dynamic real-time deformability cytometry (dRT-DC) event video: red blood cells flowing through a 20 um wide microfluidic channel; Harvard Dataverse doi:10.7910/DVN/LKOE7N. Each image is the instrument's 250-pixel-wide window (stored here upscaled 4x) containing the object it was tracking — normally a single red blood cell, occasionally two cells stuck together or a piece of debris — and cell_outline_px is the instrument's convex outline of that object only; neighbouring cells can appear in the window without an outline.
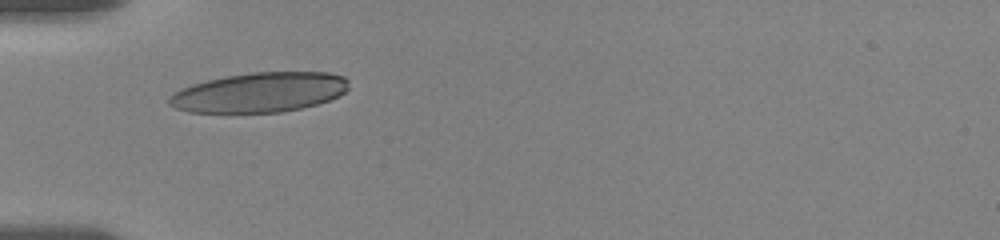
{"species": "human", "species_latin": "Homo sapiens", "temperature_condition": "room temperature", "stored_images_in_passage": 2, "camera_frame_rate_fps": 3000, "um_per_image_px": 0.085, "donor": {"sex": "female"}, "frame": {"image": 1, "passage_image": 1, "time_ms": 0.0, "image_size_px": [1000, 240], "cell_outline_px": [[348, 88], [340, 96], [316, 104], [300, 108], [280, 112], [188, 112], [176, 108], [168, 104], [168, 96], [180, 88], [192, 84], [224, 76], [252, 72], [328, 72], [344, 76], [348, 80]], "centroid_in_image_um": [22.05, 7.84], "position_along_channel_um": 63.0, "area_um2": 41.67}}